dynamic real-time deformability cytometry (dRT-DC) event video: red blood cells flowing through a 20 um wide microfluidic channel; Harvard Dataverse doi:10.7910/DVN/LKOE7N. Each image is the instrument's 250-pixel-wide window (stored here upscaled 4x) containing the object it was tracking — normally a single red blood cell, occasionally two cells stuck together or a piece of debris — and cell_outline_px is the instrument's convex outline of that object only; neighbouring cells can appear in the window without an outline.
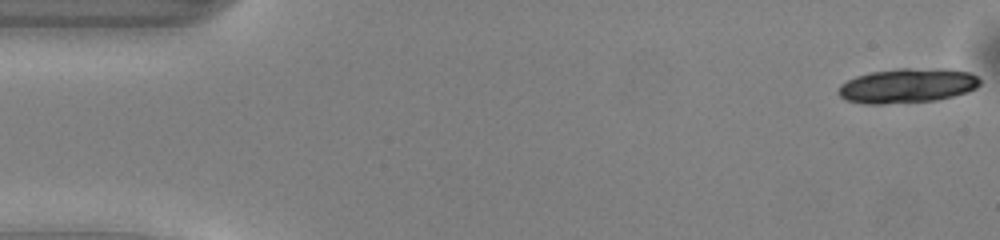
{"species": "common noctule bat (a hibernating species)", "species_latin": "Nyctalus noctula", "temperature_condition": "warm", "stored_images_in_passage": 14, "camera_frame_rate_fps": 3000, "um_per_image_px": 0.085, "animal": {"sex": "male", "body_mass_g": 13.0, "forearm_length_mm": 53.1}, "frame": {"image": 1, "passage_image": 1, "time_ms": 0.0, "image_size_px": [1000, 240], "cell_outline_px": [[980, 84], [976, 88], [968, 92], [936, 100], [884, 104], [864, 104], [844, 100], [836, 92], [840, 84], [856, 76], [868, 72], [900, 68], [940, 68], [972, 72], [980, 80]], "centroid_in_image_um": [77.1, 7.27], "position_along_channel_um": 7.9, "area_um2": 28.9}}